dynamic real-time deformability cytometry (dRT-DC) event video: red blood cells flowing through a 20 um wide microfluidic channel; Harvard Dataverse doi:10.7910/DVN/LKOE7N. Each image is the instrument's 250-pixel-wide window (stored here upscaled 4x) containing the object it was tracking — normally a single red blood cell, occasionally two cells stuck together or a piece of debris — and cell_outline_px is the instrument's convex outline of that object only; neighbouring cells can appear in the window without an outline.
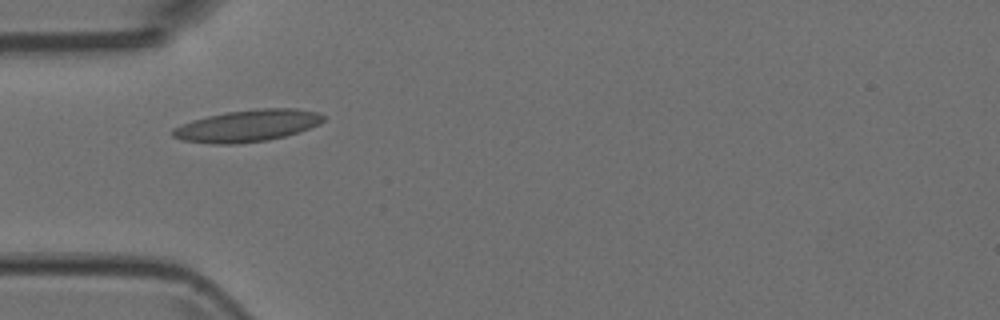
{"species": "Egyptian fruit bat (a non-hibernating species)", "species_latin": "Rousettus aegyptiacus", "temperature_condition": "room temperature", "stored_images_in_passage": 3, "camera_frame_rate_fps": 3000, "um_per_image_px": 0.085, "animal": {"sex": "female"}, "frame": {"image": 1, "passage_image": 1, "time_ms": 0.0, "image_size_px": [1000, 320], "cell_outline_px": [[324, 120], [320, 124], [300, 132], [268, 140], [236, 144], [216, 144], [180, 140], [172, 136], [172, 128], [180, 124], [192, 120], [208, 116], [228, 112], [256, 108], [296, 108], [316, 112], [324, 116]], "centroid_in_image_um": [21.02, 10.69], "position_along_channel_um": 64.0, "area_um2": 28.09}}
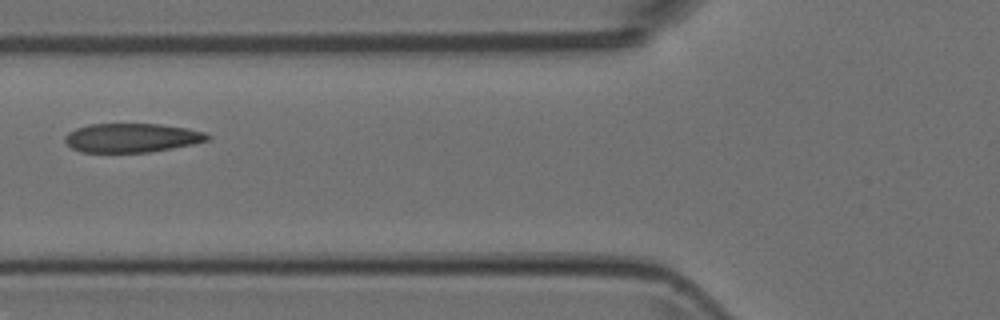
{"frame": {"image": 2, "passage_image": 2, "time_ms": 0.333, "image_size_px": [1000, 320], "cell_outline_px": [[212, 136], [208, 140], [192, 144], [172, 148], [148, 152], [80, 152], [72, 148], [64, 140], [64, 136], [68, 132], [76, 128], [88, 124], [160, 124], [188, 128], [204, 132]], "centroid_in_image_um": [11.19, 11.71], "position_along_channel_um": 114.6, "area_um2": 24.1}}
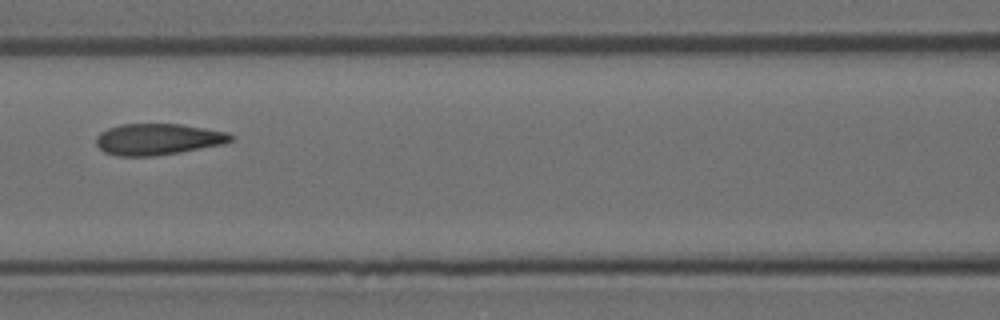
{"frame": {"image": 3, "passage_image": 3, "time_ms": 0.667, "image_size_px": [1000, 320], "cell_outline_px": [[236, 140], [224, 144], [180, 152], [156, 156], [116, 156], [104, 152], [96, 144], [96, 136], [100, 132], [108, 128], [120, 124], [180, 124], [228, 132], [236, 136]], "centroid_in_image_um": [13.46, 11.84], "position_along_channel_um": 153.1, "area_um2": 24.85}}